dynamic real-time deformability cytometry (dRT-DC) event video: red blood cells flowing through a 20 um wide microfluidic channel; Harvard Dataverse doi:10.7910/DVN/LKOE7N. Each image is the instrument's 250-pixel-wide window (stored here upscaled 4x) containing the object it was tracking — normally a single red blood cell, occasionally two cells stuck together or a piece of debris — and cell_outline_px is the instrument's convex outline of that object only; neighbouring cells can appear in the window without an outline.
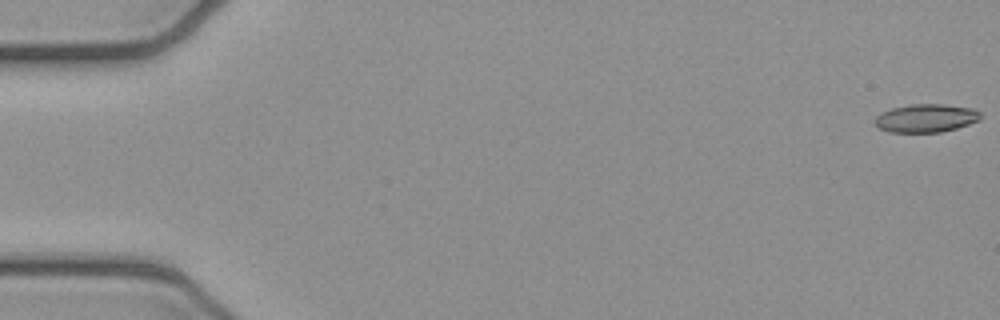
{"species": "common noctule bat (a hibernating species)", "species_latin": "Nyctalus noctula", "temperature_condition": "cold", "stored_images_in_passage": 52, "camera_frame_rate_fps": 3000, "um_per_image_px": 0.085, "animal": {"sex": "female", "body_mass_g": 21.9}, "frame": {"image": 1, "passage_image": 1, "time_ms": 0.0, "image_size_px": [1000, 320], "cell_outline_px": [[984, 116], [980, 120], [956, 128], [940, 132], [888, 132], [876, 128], [872, 120], [880, 112], [892, 108], [912, 104], [944, 104], [972, 108], [980, 112]], "centroid_in_image_um": [78.67, 10.04], "position_along_channel_um": 6.3, "area_um2": 17.69}}
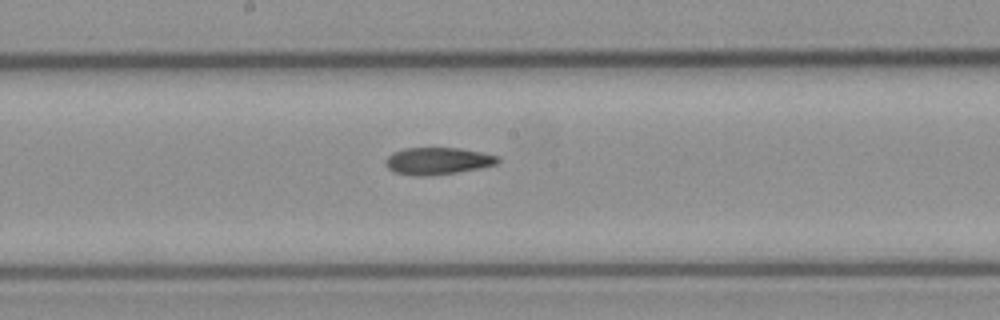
{"frame": {"image": 2, "passage_image": 28, "time_ms": 9.0, "image_size_px": [1000, 320], "cell_outline_px": [[500, 160], [496, 164], [480, 168], [456, 172], [424, 176], [412, 176], [392, 172], [384, 164], [384, 160], [392, 152], [404, 148], [460, 148], [500, 156]], "centroid_in_image_um": [37.16, 13.68], "position_along_channel_um": 211.0, "area_um2": 17.86}}
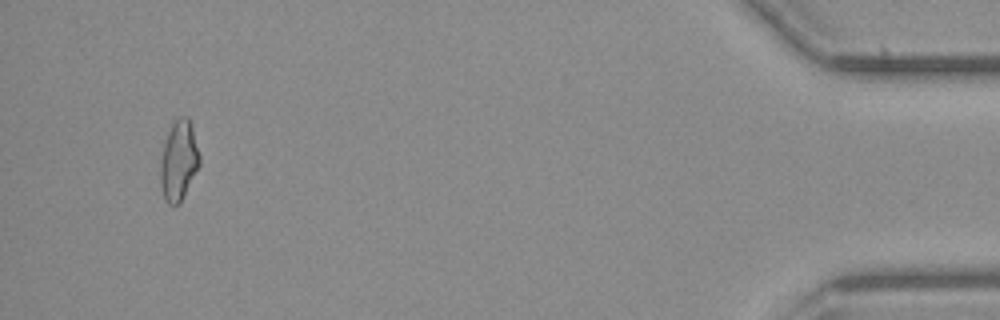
{"frame": {"image": 3, "passage_image": 50, "time_ms": 16.333, "image_size_px": [1000, 320], "cell_outline_px": [[200, 164], [180, 204], [168, 204], [164, 200], [160, 184], [160, 160], [164, 144], [168, 132], [176, 116], [188, 116], [192, 128], [200, 156]], "centroid_in_image_um": [15.18, 13.66], "position_along_channel_um": 420.0, "area_um2": 18.32}}